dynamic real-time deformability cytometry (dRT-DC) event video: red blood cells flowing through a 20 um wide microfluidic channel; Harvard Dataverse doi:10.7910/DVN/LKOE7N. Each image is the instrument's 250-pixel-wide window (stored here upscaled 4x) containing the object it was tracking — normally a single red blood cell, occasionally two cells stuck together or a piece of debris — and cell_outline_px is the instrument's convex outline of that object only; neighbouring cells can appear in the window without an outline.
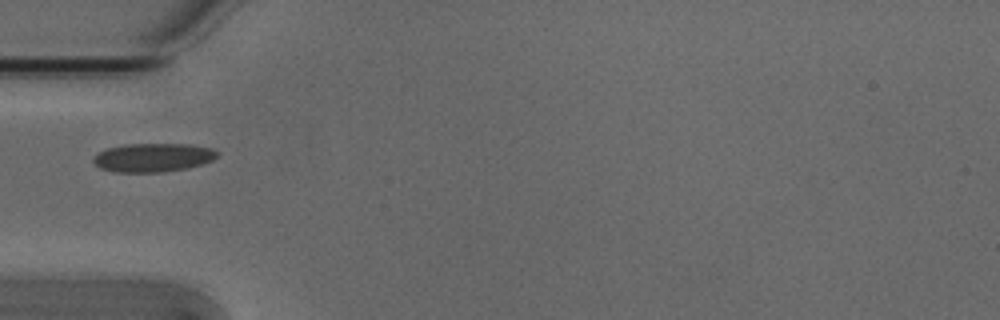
{"species": "Egyptian fruit bat (a non-hibernating species)", "species_latin": "Rousettus aegyptiacus", "temperature_condition": "cold", "stored_images_in_passage": 1, "camera_frame_rate_fps": 3000, "um_per_image_px": 0.085, "animal": {"sex": "male"}, "frame": {"image": 1, "passage_image": 1, "time_ms": 0.0, "image_size_px": [1000, 320], "cell_outline_px": [[220, 152], [212, 160], [188, 168], [160, 172], [116, 172], [100, 168], [92, 160], [92, 156], [104, 148], [124, 144], [192, 144], [212, 148]], "centroid_in_image_um": [12.97, 13.37], "position_along_channel_um": 72.0, "area_um2": 20.87}}